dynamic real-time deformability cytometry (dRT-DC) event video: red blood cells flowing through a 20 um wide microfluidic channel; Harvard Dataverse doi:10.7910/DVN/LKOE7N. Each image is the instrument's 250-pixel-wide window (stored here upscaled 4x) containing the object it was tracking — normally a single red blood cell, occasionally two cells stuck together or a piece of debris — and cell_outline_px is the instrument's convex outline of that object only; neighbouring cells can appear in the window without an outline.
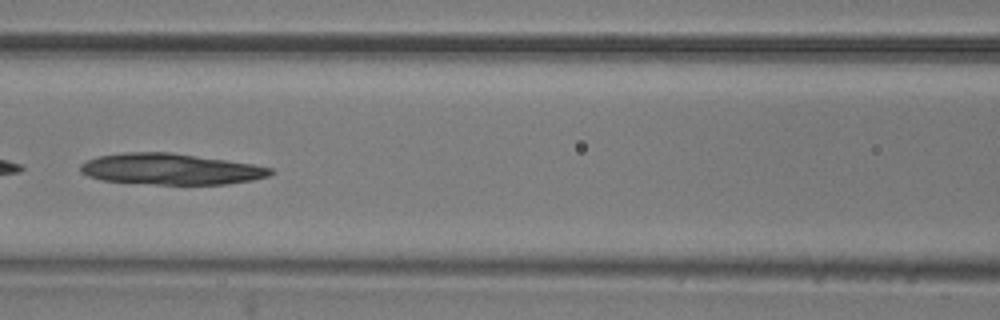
{"species": "common noctule bat (a hibernating species)", "species_latin": "Nyctalus noctula", "temperature_condition": "room temperature", "stored_images_in_passage": 43, "camera_frame_rate_fps": 3000, "um_per_image_px": 0.085, "animal": {"sex": "male", "body_mass_g": 20.5, "forearm_length_mm": 52.5}, "frame": {"image": 1, "passage_image": 15, "time_ms": 4.667, "image_size_px": [1000, 320], "cell_outline_px": [[272, 172], [268, 176], [252, 180], [228, 184], [156, 184], [104, 180], [88, 176], [80, 172], [80, 164], [88, 160], [100, 156], [124, 152], [168, 152], [228, 160], [252, 164], [272, 168]], "centroid_in_image_um": [14.51, 14.37], "position_along_channel_um": 152.1, "area_um2": 34.1}}
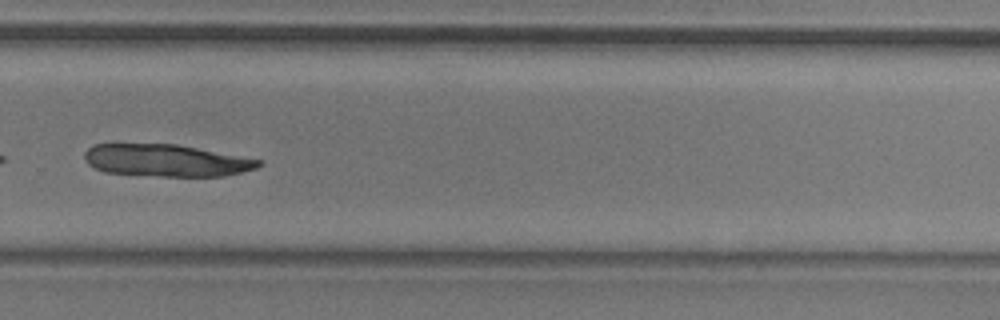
{"frame": {"image": 2, "passage_image": 28, "time_ms": 9.0, "image_size_px": [1000, 320], "cell_outline_px": [[264, 164], [256, 168], [224, 176], [160, 176], [104, 172], [88, 164], [84, 160], [84, 152], [92, 144], [176, 144], [264, 160]], "centroid_in_image_um": [14.13, 13.63], "position_along_channel_um": 315.7, "area_um2": 32.66}}